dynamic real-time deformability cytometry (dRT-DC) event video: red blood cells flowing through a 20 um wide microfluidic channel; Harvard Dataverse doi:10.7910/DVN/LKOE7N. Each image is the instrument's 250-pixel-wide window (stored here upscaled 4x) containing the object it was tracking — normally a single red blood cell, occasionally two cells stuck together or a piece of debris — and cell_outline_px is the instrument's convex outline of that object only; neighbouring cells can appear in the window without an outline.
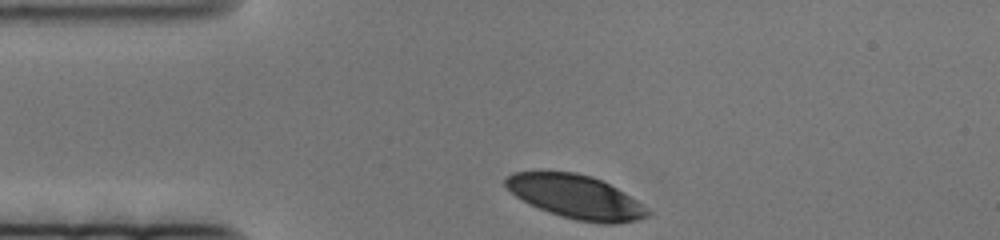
{"species": "human", "species_latin": "Homo sapiens", "temperature_condition": "cold", "stored_images_in_passage": 48, "camera_frame_rate_fps": 3000, "um_per_image_px": 0.085, "donor": {"sex": "female"}, "frame": {"image": 1, "passage_image": 1, "time_ms": 0.0, "image_size_px": [1000, 240], "cell_outline_px": [[652, 212], [648, 216], [636, 220], [616, 224], [604, 224], [576, 220], [540, 208], [516, 196], [504, 184], [504, 180], [512, 172], [576, 172], [592, 176], [616, 188], [636, 200], [648, 208]], "centroid_in_image_um": [48.98, 16.73], "position_along_channel_um": 36.0, "area_um2": 35.49}}
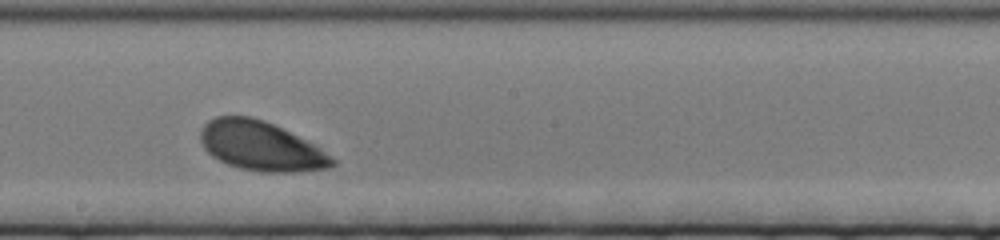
{"frame": {"image": 2, "passage_image": 28, "time_ms": 9.0, "image_size_px": [1000, 240], "cell_outline_px": [[336, 164], [328, 168], [296, 172], [264, 172], [240, 168], [228, 164], [212, 156], [204, 148], [200, 140], [200, 128], [208, 120], [216, 116], [252, 116], [264, 120], [320, 148], [332, 156], [336, 160]], "centroid_in_image_um": [22.15, 12.42], "position_along_channel_um": 226.1, "area_um2": 37.63}}
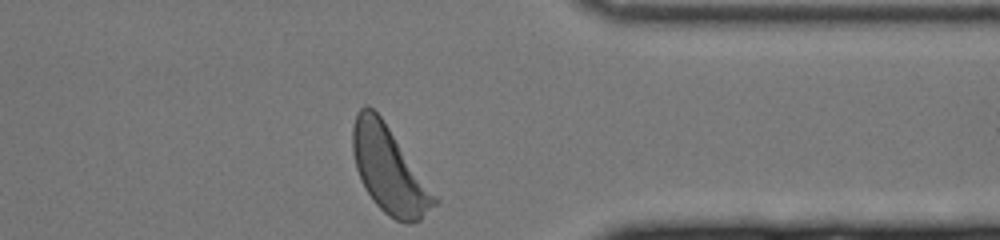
{"frame": {"image": 3, "passage_image": 48, "time_ms": 15.667, "image_size_px": [1000, 240], "cell_outline_px": [[440, 200], [420, 220], [412, 224], [408, 224], [396, 220], [388, 216], [372, 200], [364, 188], [356, 168], [352, 152], [352, 128], [356, 112], [364, 104], [368, 104], [380, 116]], "centroid_in_image_um": [33.06, 14.46], "position_along_channel_um": 378.3, "area_um2": 40.92}}